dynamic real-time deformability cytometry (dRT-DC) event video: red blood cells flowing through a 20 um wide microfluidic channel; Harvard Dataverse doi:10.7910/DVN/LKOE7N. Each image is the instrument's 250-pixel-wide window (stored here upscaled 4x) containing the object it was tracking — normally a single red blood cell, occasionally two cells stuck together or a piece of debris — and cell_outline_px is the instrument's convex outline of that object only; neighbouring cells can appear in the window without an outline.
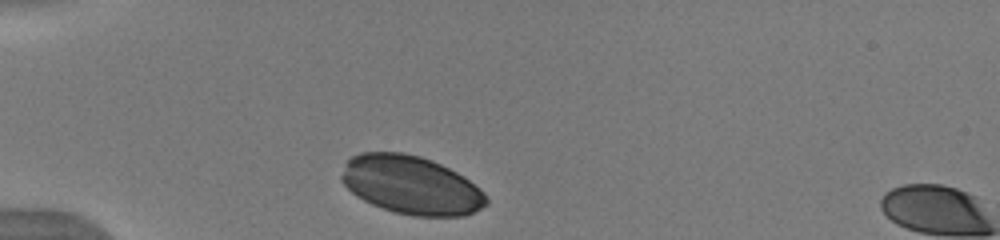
{"species": "human", "species_latin": "Homo sapiens", "temperature_condition": "warm", "stored_images_in_passage": 32, "camera_frame_rate_fps": 3000, "um_per_image_px": 0.085, "donor": {"sex": "male"}, "frame": {"image": 1, "passage_image": 1, "time_ms": 0.0, "image_size_px": [1000, 240], "cell_outline_px": [[488, 204], [464, 216], [412, 216], [396, 212], [372, 204], [356, 196], [340, 180], [340, 176], [344, 164], [352, 156], [360, 152], [404, 152], [420, 156], [432, 160], [464, 176], [480, 188], [484, 192], [488, 200]], "centroid_in_image_um": [34.93, 15.72], "position_along_channel_um": 50.1, "area_um2": 49.3}}
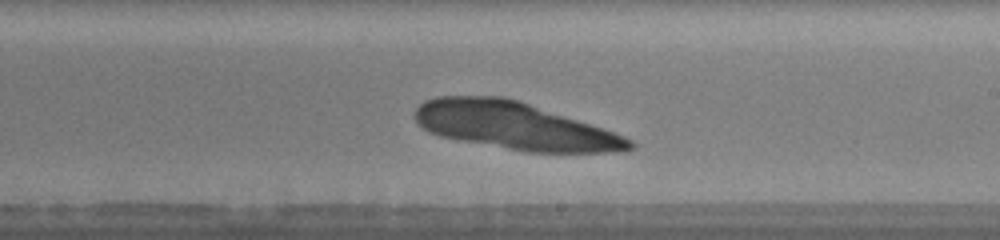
{"frame": {"image": 2, "passage_image": 18, "time_ms": 5.667, "image_size_px": [1000, 240], "cell_outline_px": [[636, 148], [624, 152], [524, 152], [460, 140], [440, 136], [428, 132], [416, 124], [412, 116], [416, 108], [424, 100], [436, 96], [504, 96], [624, 136], [632, 140], [636, 144]], "centroid_in_image_um": [43.65, 10.71], "position_along_channel_um": 245.4, "area_um2": 58.9}}
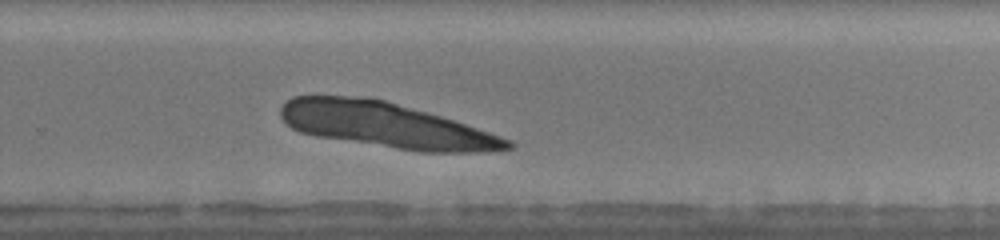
{"frame": {"image": 3, "passage_image": 22, "time_ms": 7.0, "image_size_px": [1000, 240], "cell_outline_px": [[516, 144], [512, 148], [472, 152], [420, 152], [316, 136], [300, 132], [292, 128], [280, 116], [280, 108], [292, 96], [372, 96], [440, 116], [512, 140]], "centroid_in_image_um": [32.76, 10.63], "position_along_channel_um": 297.0, "area_um2": 59.36}}